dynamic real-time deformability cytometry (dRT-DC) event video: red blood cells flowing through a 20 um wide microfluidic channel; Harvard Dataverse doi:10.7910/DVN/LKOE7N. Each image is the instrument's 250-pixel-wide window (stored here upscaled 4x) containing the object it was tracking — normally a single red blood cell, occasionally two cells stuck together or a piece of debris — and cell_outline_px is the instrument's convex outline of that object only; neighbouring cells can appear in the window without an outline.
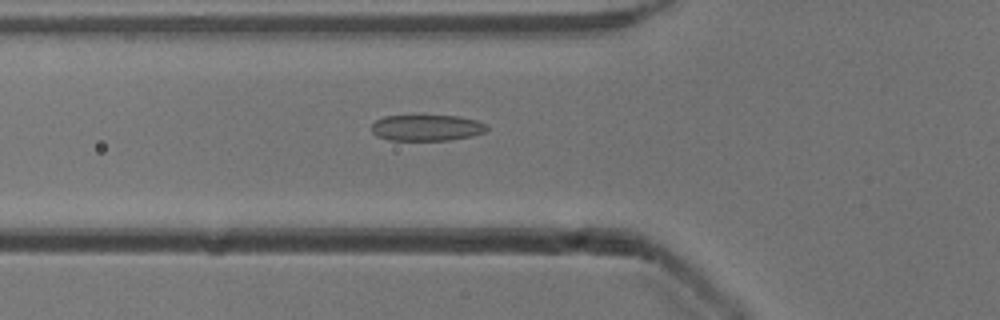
{"species": "common noctule bat (a hibernating species)", "species_latin": "Nyctalus noctula", "temperature_condition": "cold", "stored_images_in_passage": 37, "camera_frame_rate_fps": 3000, "um_per_image_px": 0.085, "animal": {"sex": "male", "body_mass_g": 13.3}, "frame": {"image": 1, "passage_image": 2, "time_ms": 0.333, "image_size_px": [1000, 320], "cell_outline_px": [[488, 128], [484, 132], [472, 136], [448, 140], [388, 140], [376, 136], [372, 132], [372, 124], [376, 120], [384, 116], [460, 116], [476, 120], [488, 124]], "centroid_in_image_um": [36.28, 10.86], "position_along_channel_um": 89.5, "area_um2": 17.57}}
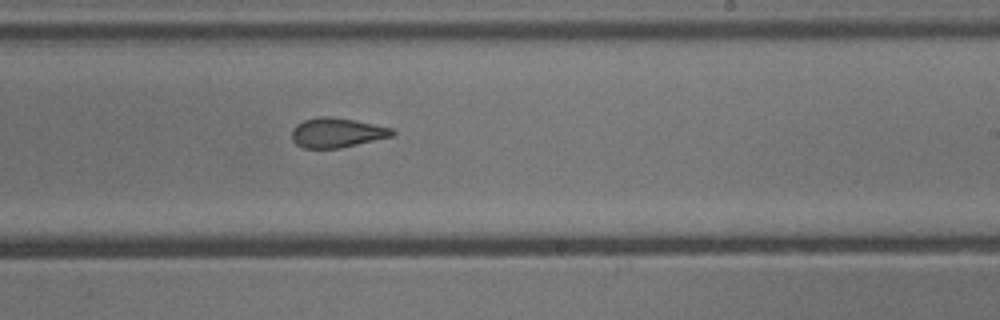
{"frame": {"image": 2, "passage_image": 15, "time_ms": 4.667, "image_size_px": [1000, 320], "cell_outline_px": [[396, 132], [392, 136], [340, 148], [304, 148], [296, 144], [292, 140], [292, 128], [296, 124], [304, 120], [320, 116], [328, 116], [352, 120], [392, 128]], "centroid_in_image_um": [28.6, 11.28], "position_along_channel_um": 260.4, "area_um2": 17.17}}
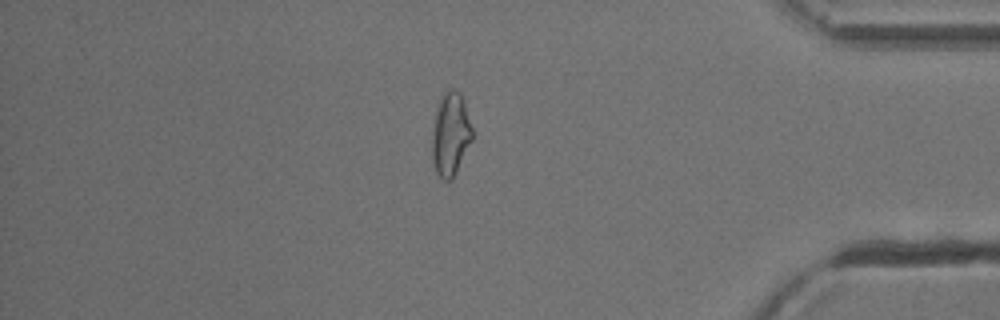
{"frame": {"image": 3, "passage_image": 28, "time_ms": 9.0, "image_size_px": [1000, 320], "cell_outline_px": [[472, 140], [452, 180], [444, 180], [436, 172], [432, 160], [432, 136], [436, 112], [440, 96], [444, 92], [452, 88], [460, 92], [472, 128]], "centroid_in_image_um": [38.29, 11.41], "position_along_channel_um": 396.9, "area_um2": 19.25}}